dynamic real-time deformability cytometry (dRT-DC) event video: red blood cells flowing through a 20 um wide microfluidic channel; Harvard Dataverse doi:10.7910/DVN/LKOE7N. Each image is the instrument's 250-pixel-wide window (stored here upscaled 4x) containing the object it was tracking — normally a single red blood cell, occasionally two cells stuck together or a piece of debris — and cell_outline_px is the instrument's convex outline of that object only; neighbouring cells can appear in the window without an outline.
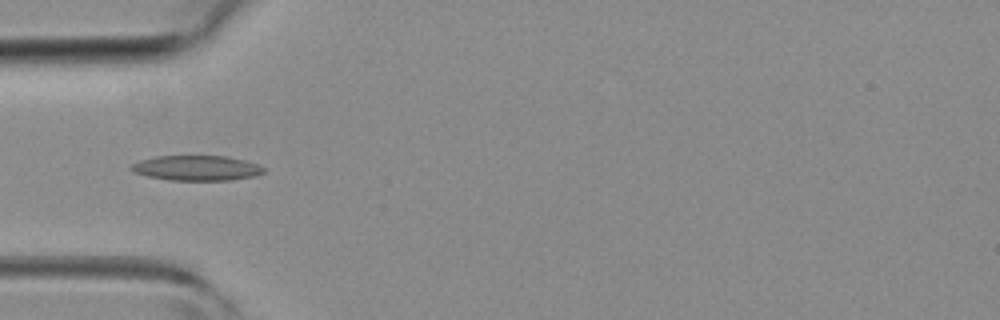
{"species": "common noctule bat (a hibernating species)", "species_latin": "Nyctalus noctula", "temperature_condition": "room temperature", "stored_images_in_passage": 11, "camera_frame_rate_fps": 3000, "um_per_image_px": 0.085, "animal": {"sex": "female", "body_mass_g": 19.3, "forearm_length_mm": 54.1}, "frame": {"image": 1, "passage_image": 4, "time_ms": 1.0, "image_size_px": [1000, 320], "cell_outline_px": [[264, 172], [252, 176], [228, 180], [168, 180], [148, 176], [136, 172], [132, 168], [132, 164], [140, 160], [156, 156], [224, 156], [244, 160], [256, 164], [264, 168]], "centroid_in_image_um": [16.7, 14.28], "position_along_channel_um": 68.3, "area_um2": 18.96}}
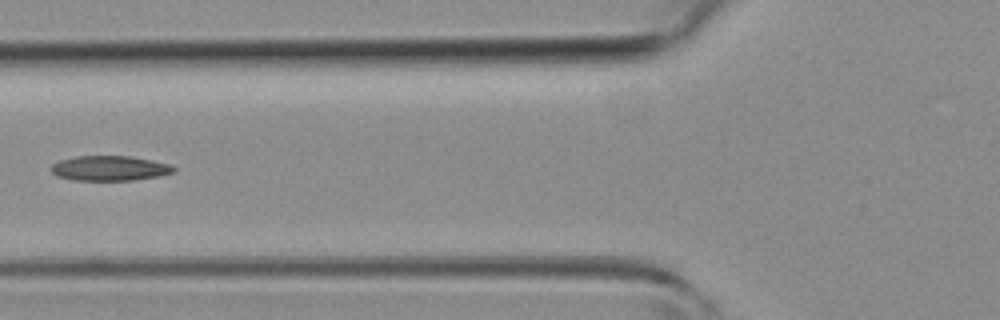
{"frame": {"image": 2, "passage_image": 7, "time_ms": 2.0, "image_size_px": [1000, 320], "cell_outline_px": [[176, 172], [160, 176], [136, 180], [72, 180], [56, 176], [52, 172], [52, 164], [60, 160], [76, 156], [132, 156], [172, 164], [176, 168]], "centroid_in_image_um": [9.38, 14.3], "position_along_channel_um": 116.4, "area_um2": 18.03}}